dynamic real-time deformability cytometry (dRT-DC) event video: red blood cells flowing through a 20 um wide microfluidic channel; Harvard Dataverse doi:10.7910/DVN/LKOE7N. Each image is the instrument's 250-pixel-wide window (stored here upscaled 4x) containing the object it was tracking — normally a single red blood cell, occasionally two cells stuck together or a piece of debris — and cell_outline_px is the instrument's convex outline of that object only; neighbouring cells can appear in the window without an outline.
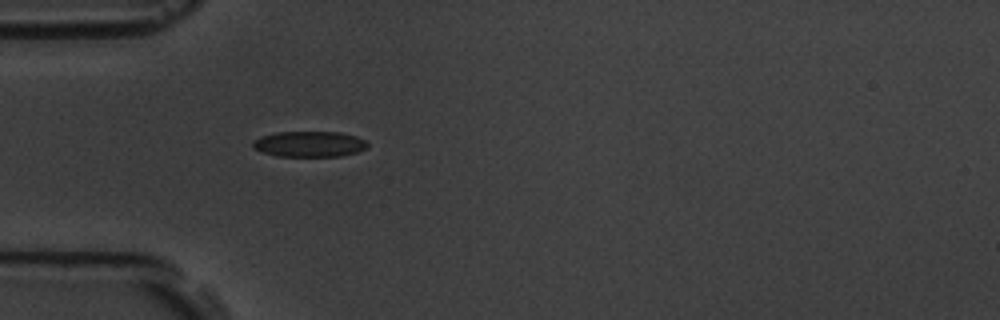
{"species": "common noctule bat (a hibernating species)", "species_latin": "Nyctalus noctula", "temperature_condition": "room temperature", "stored_images_in_passage": 1, "camera_frame_rate_fps": 3000, "um_per_image_px": 0.085, "animal": {"sex": "male", "body_mass_g": 19.5, "forearm_length_mm": 54.6}, "frame": {"image": 1, "passage_image": 1, "time_ms": 0.0, "image_size_px": [1000, 320], "cell_outline_px": [[368, 148], [344, 156], [276, 156], [252, 148], [252, 140], [260, 136], [276, 132], [340, 132], [356, 136], [364, 140], [368, 144]], "centroid_in_image_um": [26.28, 12.24], "position_along_channel_um": 58.7, "area_um2": 17.28}}